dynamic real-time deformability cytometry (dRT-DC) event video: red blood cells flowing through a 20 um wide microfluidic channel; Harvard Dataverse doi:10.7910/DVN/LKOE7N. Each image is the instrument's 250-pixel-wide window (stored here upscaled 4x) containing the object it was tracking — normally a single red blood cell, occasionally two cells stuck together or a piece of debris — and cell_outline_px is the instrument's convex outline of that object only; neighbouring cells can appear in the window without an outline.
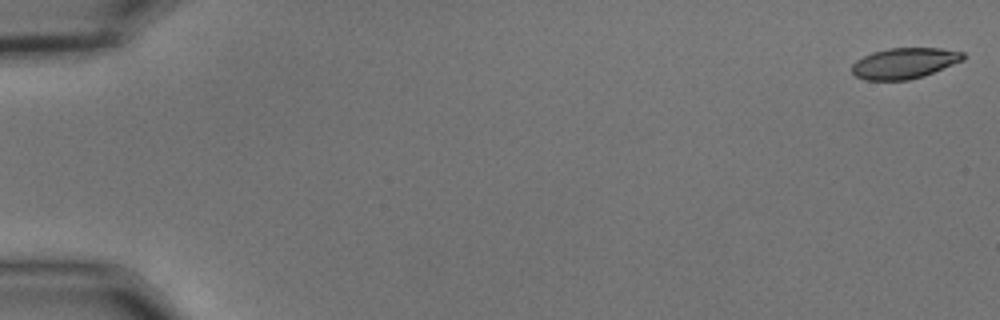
{"species": "common noctule bat (a hibernating species)", "species_latin": "Nyctalus noctula", "temperature_condition": "cold", "stored_images_in_passage": 10, "camera_frame_rate_fps": 3000, "um_per_image_px": 0.085, "animal": {"sex": "male", "body_mass_g": 15.6}, "frame": {"image": 1, "passage_image": 1, "time_ms": 0.0, "image_size_px": [1000, 320], "cell_outline_px": [[964, 60], [924, 76], [908, 80], [864, 80], [856, 76], [852, 72], [852, 64], [856, 60], [872, 52], [888, 48], [940, 48], [964, 52]], "centroid_in_image_um": [76.87, 5.37], "position_along_channel_um": 8.1, "area_um2": 20.0}}